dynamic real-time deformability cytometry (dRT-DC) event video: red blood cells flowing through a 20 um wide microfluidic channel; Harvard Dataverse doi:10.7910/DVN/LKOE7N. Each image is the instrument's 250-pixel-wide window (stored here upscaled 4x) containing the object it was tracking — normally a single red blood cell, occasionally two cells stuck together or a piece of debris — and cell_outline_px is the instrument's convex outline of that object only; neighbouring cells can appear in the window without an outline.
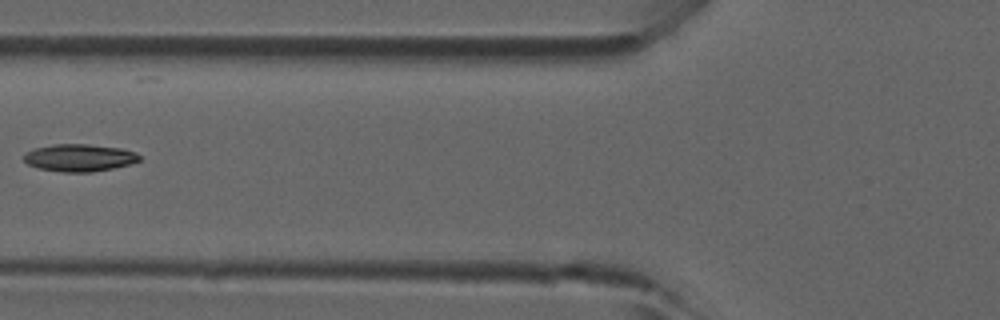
{"species": "common noctule bat (a hibernating species)", "species_latin": "Nyctalus noctula", "temperature_condition": "room temperature", "stored_images_in_passage": 6, "camera_frame_rate_fps": 3000, "um_per_image_px": 0.085, "animal": {"sex": "male", "forearm_length_mm": 52.5}, "frame": {"image": 1, "passage_image": 6, "time_ms": 1.667, "image_size_px": [1000, 320], "cell_outline_px": [[140, 160], [128, 164], [112, 168], [92, 172], [60, 172], [40, 168], [28, 164], [24, 160], [24, 156], [28, 152], [36, 148], [52, 144], [88, 144], [120, 148], [136, 152], [140, 156]], "centroid_in_image_um": [6.76, 13.4], "position_along_channel_um": 119.0, "area_um2": 18.21}}